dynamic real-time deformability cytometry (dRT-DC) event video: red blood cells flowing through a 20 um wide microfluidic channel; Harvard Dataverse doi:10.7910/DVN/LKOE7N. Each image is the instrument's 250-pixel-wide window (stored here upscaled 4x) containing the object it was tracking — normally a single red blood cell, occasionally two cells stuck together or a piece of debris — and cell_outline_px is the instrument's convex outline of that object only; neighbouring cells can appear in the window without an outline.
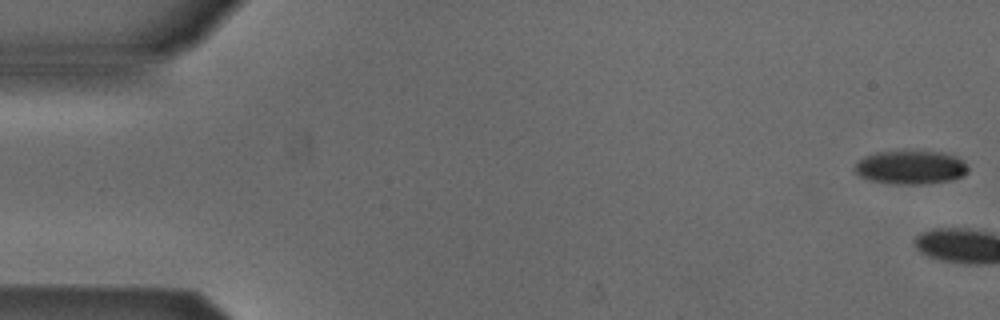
{"species": "Egyptian fruit bat (a non-hibernating species)", "species_latin": "Rousettus aegyptiacus", "temperature_condition": "cold", "stored_images_in_passage": 7, "camera_frame_rate_fps": 3000, "um_per_image_px": 0.085, "animal": {"sex": "male"}, "frame": {"image": 1, "passage_image": 1, "time_ms": 0.0, "image_size_px": [1000, 320], "cell_outline_px": [[968, 168], [960, 176], [952, 180], [924, 184], [888, 184], [868, 180], [860, 176], [852, 168], [864, 156], [876, 152], [940, 152], [956, 156], [964, 160]], "centroid_in_image_um": [77.37, 14.24], "position_along_channel_um": 7.6, "area_um2": 22.08}}